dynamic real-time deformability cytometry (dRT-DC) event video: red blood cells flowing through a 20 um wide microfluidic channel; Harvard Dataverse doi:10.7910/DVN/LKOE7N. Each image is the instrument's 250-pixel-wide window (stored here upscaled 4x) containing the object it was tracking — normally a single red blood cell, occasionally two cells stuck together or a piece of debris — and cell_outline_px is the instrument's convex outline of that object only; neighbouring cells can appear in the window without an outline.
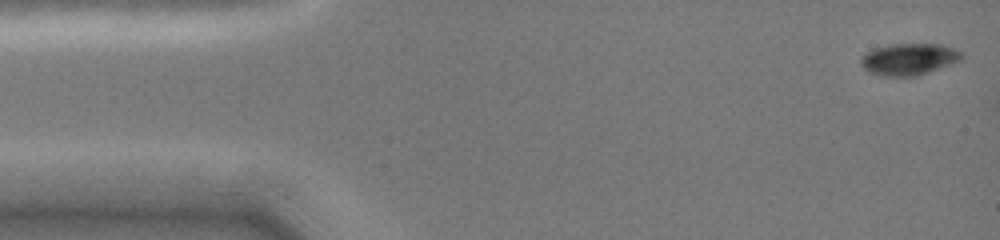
{"species": "common noctule bat (a hibernating species)", "species_latin": "Nyctalus noctula", "temperature_condition": "cold", "stored_images_in_passage": 2, "camera_frame_rate_fps": 3000, "um_per_image_px": 0.085, "animal": {"sex": "female", "body_mass_g": 19.0, "forearm_length_mm": 51.5}, "frame": {"image": 1, "passage_image": 1, "time_ms": 0.0, "image_size_px": [1000, 240], "cell_outline_px": [[964, 56], [960, 60], [928, 72], [916, 76], [884, 76], [872, 72], [864, 68], [860, 64], [860, 60], [864, 52], [872, 48], [888, 44], [944, 44], [964, 52]], "centroid_in_image_um": [77.25, 5.0], "position_along_channel_um": 7.7, "area_um2": 18.73}}